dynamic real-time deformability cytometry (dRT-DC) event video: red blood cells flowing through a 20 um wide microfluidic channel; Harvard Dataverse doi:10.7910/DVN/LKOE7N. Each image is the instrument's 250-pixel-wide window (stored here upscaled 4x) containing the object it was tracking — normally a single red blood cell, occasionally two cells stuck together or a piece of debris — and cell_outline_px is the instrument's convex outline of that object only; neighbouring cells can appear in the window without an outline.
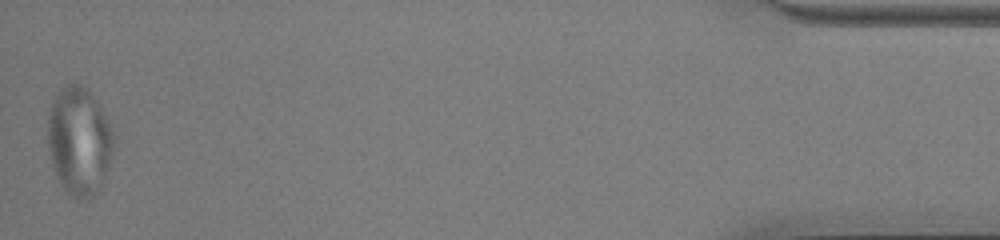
{"species": "common noctule bat (a hibernating species)", "species_latin": "Nyctalus noctula", "temperature_condition": "cold", "stored_images_in_passage": 40, "camera_frame_rate_fps": 3000, "um_per_image_px": 0.085, "animal": {"sex": "male", "body_mass_g": 13.0, "forearm_length_mm": 53.1}, "frame": {"image": 1, "passage_image": 40, "time_ms": 13.0, "image_size_px": [1000, 240], "cell_outline_px": [[116, 140], [112, 156], [104, 184], [100, 192], [88, 200], [80, 200], [68, 196], [56, 176], [52, 164], [48, 148], [48, 112], [52, 96], [60, 88], [72, 80], [88, 88], [104, 112], [116, 136]], "centroid_in_image_um": [6.75, 11.99], "position_along_channel_um": 428.4, "area_um2": 43.18}}